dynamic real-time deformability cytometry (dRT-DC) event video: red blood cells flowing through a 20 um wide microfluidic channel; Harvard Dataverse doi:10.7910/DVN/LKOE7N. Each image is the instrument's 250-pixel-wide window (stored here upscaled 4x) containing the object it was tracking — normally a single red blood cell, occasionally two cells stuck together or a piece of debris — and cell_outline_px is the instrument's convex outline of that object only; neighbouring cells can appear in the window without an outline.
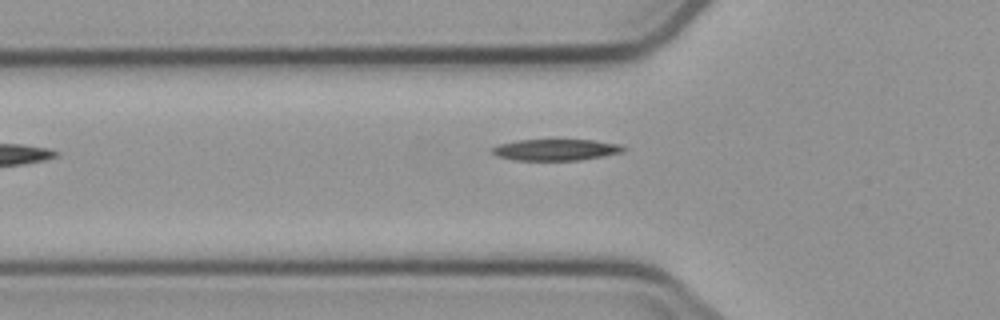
{"species": "common noctule bat (a hibernating species)", "species_latin": "Nyctalus noctula", "temperature_condition": "cold", "stored_images_in_passage": 4, "camera_frame_rate_fps": 3000, "um_per_image_px": 0.085, "animal": {"sex": "male", "body_mass_g": 23.1, "forearm_length_mm": 52.7}, "frame": {"image": 1, "passage_image": 4, "time_ms": 4.333, "image_size_px": [1000, 320], "cell_outline_px": [[628, 148], [624, 152], [604, 156], [580, 160], [516, 160], [496, 156], [492, 152], [492, 148], [500, 144], [516, 140], [592, 140], [620, 144]], "centroid_in_image_um": [47.29, 12.73], "position_along_channel_um": 78.5, "area_um2": 16.36}}